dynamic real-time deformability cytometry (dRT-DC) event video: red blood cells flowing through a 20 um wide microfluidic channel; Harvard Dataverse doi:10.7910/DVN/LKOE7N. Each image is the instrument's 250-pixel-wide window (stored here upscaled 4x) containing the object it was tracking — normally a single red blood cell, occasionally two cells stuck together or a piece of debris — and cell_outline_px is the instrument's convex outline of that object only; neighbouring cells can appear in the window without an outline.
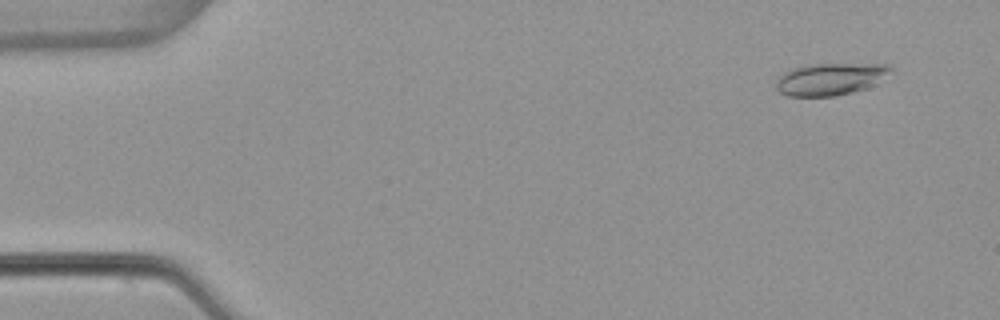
{"species": "common noctule bat (a hibernating species)", "species_latin": "Nyctalus noctula", "temperature_condition": "warm", "stored_images_in_passage": 53, "camera_frame_rate_fps": 3000, "um_per_image_px": 0.085, "animal": {"sex": "female", "body_mass_g": 22.7, "forearm_length_mm": 54.2}, "frame": {"image": 1, "passage_image": 4, "time_ms": 1.0, "image_size_px": [1000, 320], "cell_outline_px": [[892, 68], [872, 84], [864, 88], [852, 92], [836, 96], [788, 96], [780, 92], [776, 88], [776, 80], [788, 68], [804, 64], [888, 64]], "centroid_in_image_um": [70.45, 6.71], "position_along_channel_um": 14.6, "area_um2": 21.15}}
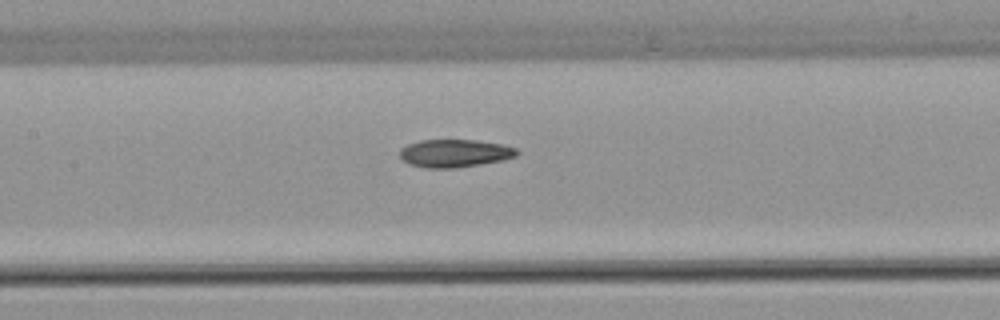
{"frame": {"image": 2, "passage_image": 25, "time_ms": 8.0, "image_size_px": [1000, 320], "cell_outline_px": [[520, 152], [516, 156], [504, 160], [456, 168], [424, 168], [408, 164], [400, 160], [400, 148], [408, 144], [420, 140], [476, 140], [500, 144], [516, 148]], "centroid_in_image_um": [38.61, 13.03], "position_along_channel_um": 168.8, "area_um2": 19.19}}
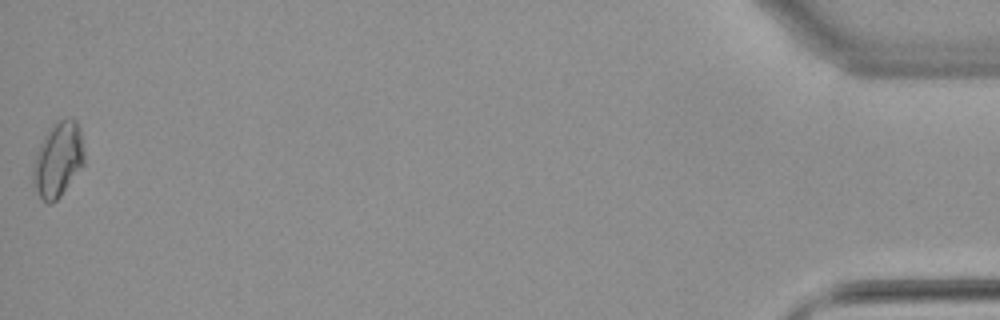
{"frame": {"image": 3, "passage_image": 53, "time_ms": 17.333, "image_size_px": [1000, 320], "cell_outline_px": [[84, 164], [60, 196], [52, 204], [48, 204], [40, 196], [32, 184], [32, 172], [36, 152], [48, 128], [56, 120], [72, 116], [76, 120], [80, 128], [84, 152]], "centroid_in_image_um": [4.93, 13.52], "position_along_channel_um": 430.3, "area_um2": 22.54}, "authors_computed_cell_mechanics": {"area_um2": 19.3052, "velocity_mm_per_s": 3.8546, "shape_relaxation_time_tau1_ms": null, "shape_relaxation_time_tau2_ms": 4.7983, "deformation_change_tau1": null, "deformation_change_tau2": 0.1057}}